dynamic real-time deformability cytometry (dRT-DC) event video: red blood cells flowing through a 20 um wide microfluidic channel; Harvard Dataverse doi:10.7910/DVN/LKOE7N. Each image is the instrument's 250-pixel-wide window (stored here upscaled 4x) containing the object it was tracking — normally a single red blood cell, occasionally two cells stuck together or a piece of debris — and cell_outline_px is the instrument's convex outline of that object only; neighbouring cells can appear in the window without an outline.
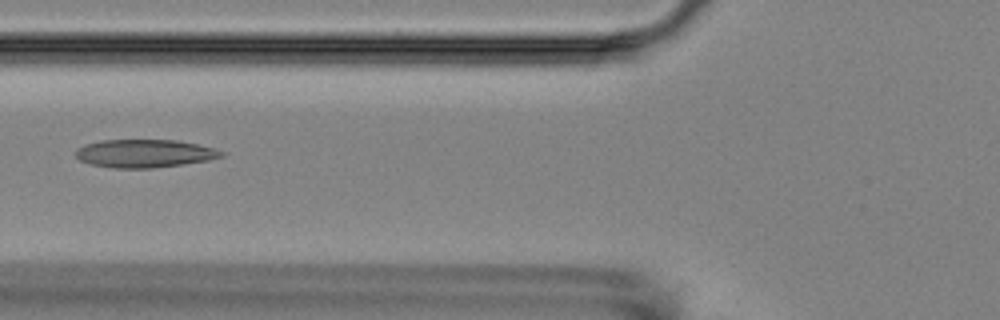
{"species": "Egyptian fruit bat (a non-hibernating species)", "species_latin": "Rousettus aegyptiacus", "temperature_condition": "room temperature", "stored_images_in_passage": 9, "camera_frame_rate_fps": 3000, "um_per_image_px": 0.085, "animal": {"sex": "female"}, "frame": {"image": 1, "passage_image": 4, "time_ms": 3.333, "image_size_px": [1000, 320], "cell_outline_px": [[224, 156], [208, 160], [152, 168], [112, 168], [92, 164], [80, 160], [76, 156], [76, 148], [84, 144], [100, 140], [176, 140], [196, 144], [212, 148], [224, 152]], "centroid_in_image_um": [12.24, 13.04], "position_along_channel_um": 113.6, "area_um2": 23.64}}
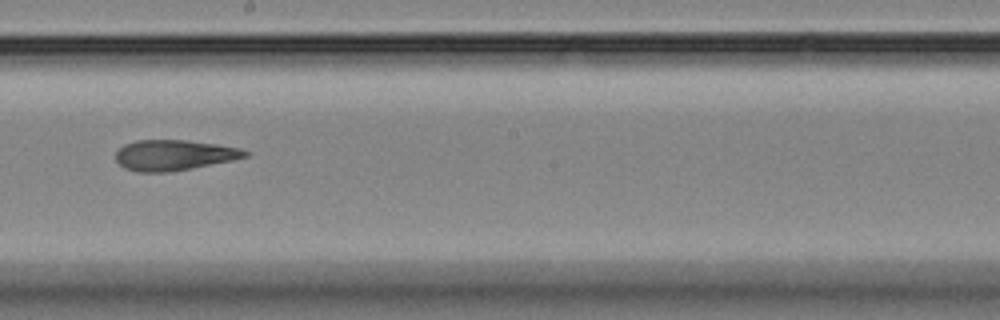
{"frame": {"image": 2, "passage_image": 7, "time_ms": 6.667, "image_size_px": [1000, 320], "cell_outline_px": [[248, 156], [232, 160], [172, 172], [136, 172], [124, 168], [116, 160], [116, 152], [124, 144], [136, 140], [188, 140], [216, 144], [240, 148], [248, 152]], "centroid_in_image_um": [14.76, 13.19], "position_along_channel_um": 233.4, "area_um2": 23.0}}
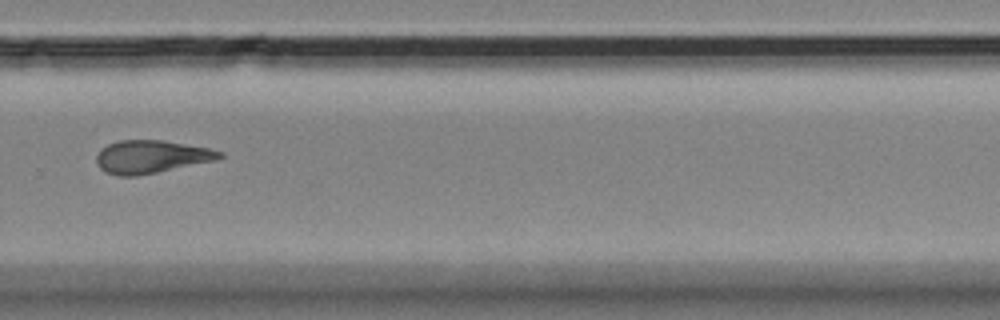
{"frame": {"image": 3, "passage_image": 9, "time_ms": 9.0, "image_size_px": [1000, 320], "cell_outline_px": [[224, 156], [216, 160], [136, 176], [120, 176], [108, 172], [100, 168], [96, 160], [96, 156], [100, 148], [108, 144], [120, 140], [160, 140], [212, 148], [224, 152]], "centroid_in_image_um": [12.87, 13.31], "position_along_channel_um": 316.9, "area_um2": 23.52}}